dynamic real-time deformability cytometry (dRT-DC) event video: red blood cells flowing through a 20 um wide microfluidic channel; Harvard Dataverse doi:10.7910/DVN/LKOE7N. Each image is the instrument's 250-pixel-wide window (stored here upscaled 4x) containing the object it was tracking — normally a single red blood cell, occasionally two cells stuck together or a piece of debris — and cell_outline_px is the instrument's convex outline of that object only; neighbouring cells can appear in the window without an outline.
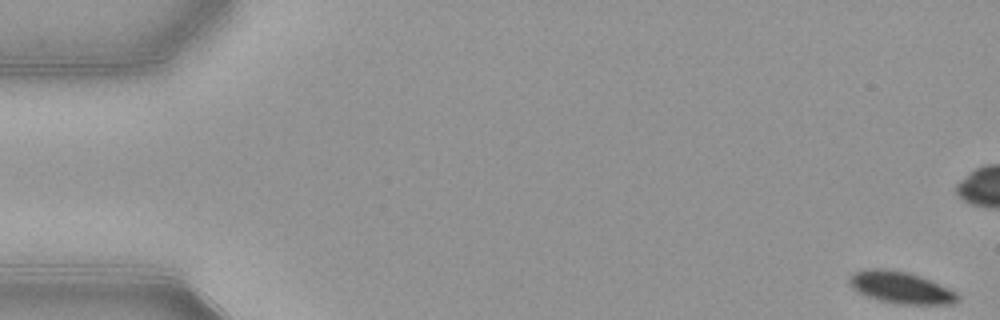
{"species": "common noctule bat (a hibernating species)", "species_latin": "Nyctalus noctula", "temperature_condition": "warm", "stored_images_in_passage": 54, "camera_frame_rate_fps": 3000, "um_per_image_px": 0.085, "animal": {"sex": "female", "body_mass_g": 21.9}, "frame": {"image": 1, "passage_image": 1, "time_ms": 0.0, "image_size_px": [1000, 320], "cell_outline_px": [[960, 300], [952, 304], [896, 304], [880, 300], [868, 296], [852, 288], [848, 280], [856, 272], [864, 268], [884, 268], [908, 272], [920, 276], [948, 288], [956, 292], [960, 296]], "centroid_in_image_um": [76.59, 24.44], "position_along_channel_um": 8.4, "area_um2": 20.0}}
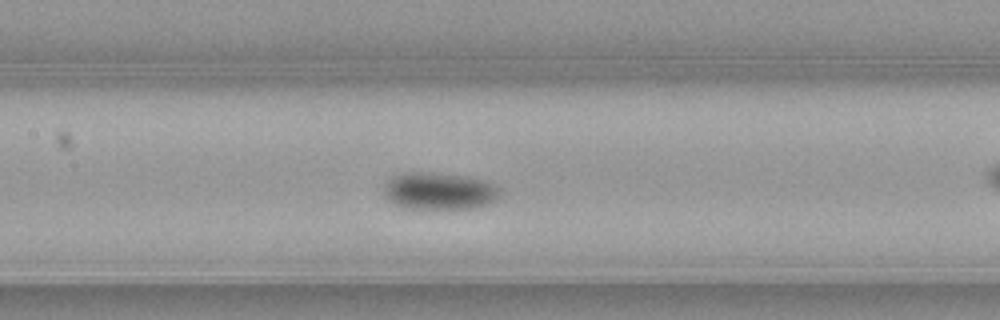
{"frame": {"image": 2, "passage_image": 25, "time_ms": 8.0, "image_size_px": [1000, 320], "cell_outline_px": [[500, 196], [492, 204], [476, 208], [400, 208], [388, 200], [384, 196], [384, 184], [392, 176], [404, 172], [420, 172], [468, 176], [484, 180], [492, 184], [500, 192]], "centroid_in_image_um": [37.31, 16.25], "position_along_channel_um": 170.1, "area_um2": 25.32}}
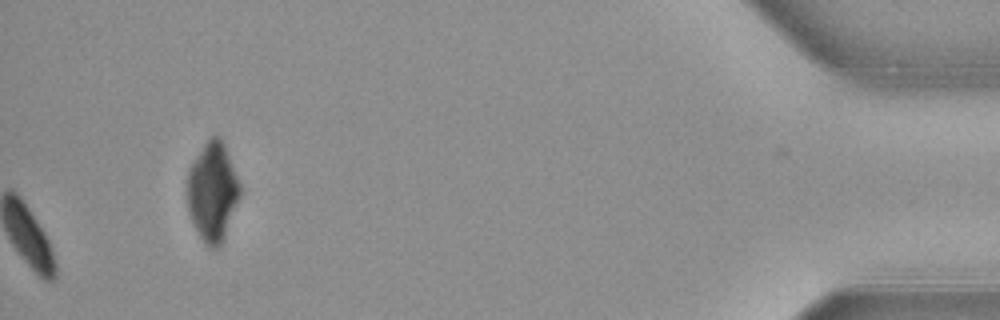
{"frame": {"image": 3, "passage_image": 54, "time_ms": 17.667, "image_size_px": [1000, 320], "cell_outline_px": [[240, 196], [224, 240], [216, 248], [208, 248], [204, 244], [188, 212], [188, 168], [204, 144], [212, 136], [220, 136], [224, 144], [240, 184]], "centroid_in_image_um": [18.07, 16.32], "position_along_channel_um": 417.1, "area_um2": 30.11}, "authors_computed_cell_mechanics": {"area_um2": 22.4553, "velocity_mm_per_s": 3.8552, "shape_relaxation_time_tau1_ms": 3.3164, "shape_relaxation_time_tau2_ms": null, "deformation_change_tau1": 0.0868, "deformation_change_tau2": null}}